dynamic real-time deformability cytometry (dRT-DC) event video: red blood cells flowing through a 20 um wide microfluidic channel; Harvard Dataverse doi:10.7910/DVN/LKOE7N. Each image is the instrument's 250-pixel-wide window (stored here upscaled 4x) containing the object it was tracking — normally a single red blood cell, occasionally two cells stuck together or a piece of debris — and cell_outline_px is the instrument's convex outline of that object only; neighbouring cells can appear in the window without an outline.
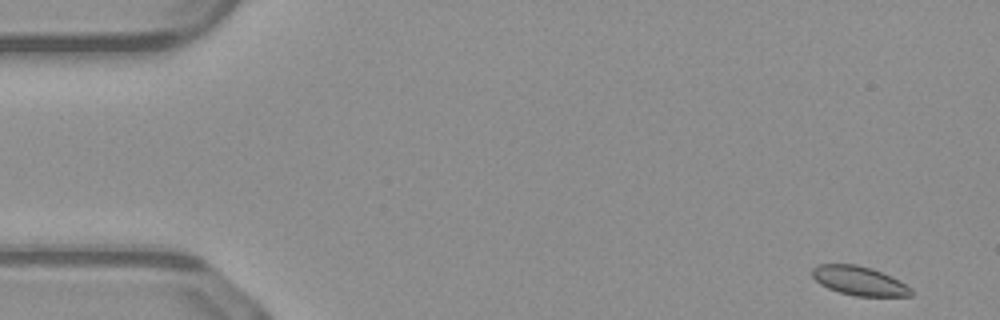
{"species": "common noctule bat (a hibernating species)", "species_latin": "Nyctalus noctula", "temperature_condition": "warm", "stored_images_in_passage": 49, "camera_frame_rate_fps": 3000, "um_per_image_px": 0.085, "animal": {"sex": "male", "body_mass_g": 23.1, "forearm_length_mm": 52.7}, "frame": {"image": 1, "passage_image": 1, "time_ms": 0.0, "image_size_px": [1000, 320], "cell_outline_px": [[912, 296], [856, 296], [840, 292], [828, 288], [820, 284], [812, 276], [812, 268], [816, 264], [856, 264], [872, 268], [892, 276], [900, 280], [912, 288]], "centroid_in_image_um": [73.05, 23.86], "position_along_channel_um": 12.0, "area_um2": 16.88}}
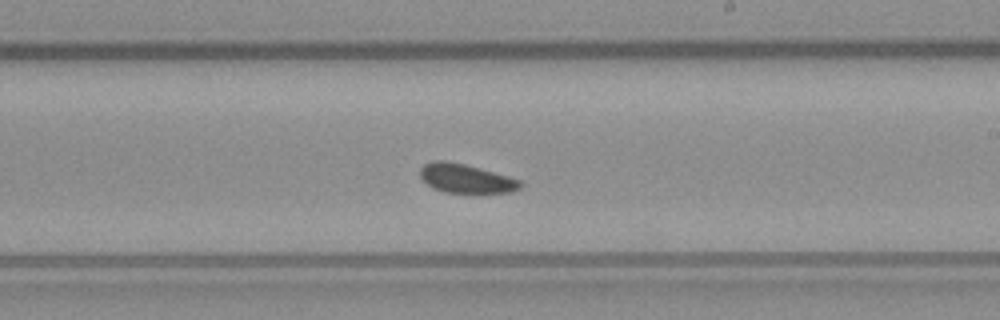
{"frame": {"image": 2, "passage_image": 28, "time_ms": 9.0, "image_size_px": [1000, 320], "cell_outline_px": [[524, 184], [520, 188], [512, 192], [444, 192], [432, 188], [420, 176], [420, 168], [424, 164], [432, 160], [444, 160], [464, 164], [480, 168], [508, 176], [520, 180]], "centroid_in_image_um": [39.59, 15.16], "position_along_channel_um": 249.4, "area_um2": 16.82}}
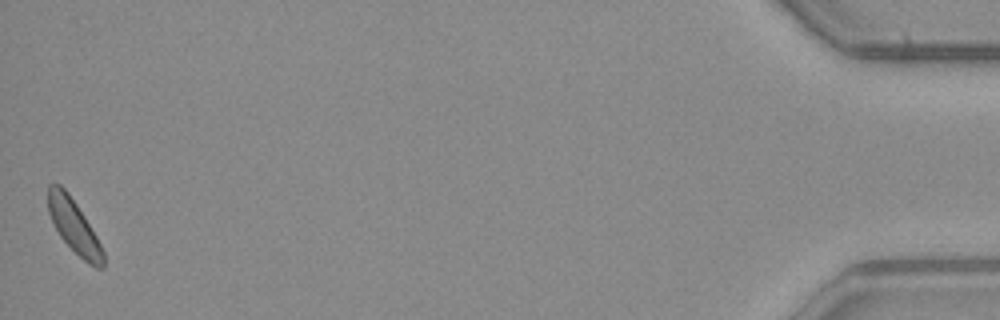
{"frame": {"image": 3, "passage_image": 49, "time_ms": 16.0, "image_size_px": [1000, 320], "cell_outline_px": [[104, 268], [96, 268], [88, 264], [60, 236], [48, 212], [48, 184], [60, 184], [68, 192], [84, 216], [96, 236], [104, 252]], "centroid_in_image_um": [6.29, 19.23], "position_along_channel_um": 428.9, "area_um2": 16.76}, "authors_computed_cell_mechanics": {"area_um2": 17.3978, "velocity_mm_per_s": 4.0418, "shape_relaxation_time_tau1_ms": 2.293, "shape_relaxation_time_tau2_ms": null, "deformation_change_tau1": 0.0308, "deformation_change_tau2": null}}